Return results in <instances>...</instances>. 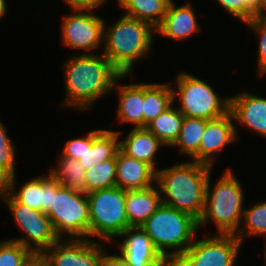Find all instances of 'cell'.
I'll return each instance as SVG.
<instances>
[{
	"label": "cell",
	"mask_w": 266,
	"mask_h": 266,
	"mask_svg": "<svg viewBox=\"0 0 266 266\" xmlns=\"http://www.w3.org/2000/svg\"><path fill=\"white\" fill-rule=\"evenodd\" d=\"M66 98L64 107L85 111L92 109L94 102L115 89L121 74L103 55L80 54L70 57L64 65Z\"/></svg>",
	"instance_id": "cell-1"
},
{
	"label": "cell",
	"mask_w": 266,
	"mask_h": 266,
	"mask_svg": "<svg viewBox=\"0 0 266 266\" xmlns=\"http://www.w3.org/2000/svg\"><path fill=\"white\" fill-rule=\"evenodd\" d=\"M212 166L200 162H181L156 171L161 203L188 213L197 221L205 208L206 184Z\"/></svg>",
	"instance_id": "cell-2"
},
{
	"label": "cell",
	"mask_w": 266,
	"mask_h": 266,
	"mask_svg": "<svg viewBox=\"0 0 266 266\" xmlns=\"http://www.w3.org/2000/svg\"><path fill=\"white\" fill-rule=\"evenodd\" d=\"M153 31L150 24L123 14L111 27L104 24L102 54L121 74L130 75L134 62L151 52Z\"/></svg>",
	"instance_id": "cell-3"
},
{
	"label": "cell",
	"mask_w": 266,
	"mask_h": 266,
	"mask_svg": "<svg viewBox=\"0 0 266 266\" xmlns=\"http://www.w3.org/2000/svg\"><path fill=\"white\" fill-rule=\"evenodd\" d=\"M141 228L169 263H174L188 249L199 231L195 218L163 203Z\"/></svg>",
	"instance_id": "cell-4"
},
{
	"label": "cell",
	"mask_w": 266,
	"mask_h": 266,
	"mask_svg": "<svg viewBox=\"0 0 266 266\" xmlns=\"http://www.w3.org/2000/svg\"><path fill=\"white\" fill-rule=\"evenodd\" d=\"M210 175L206 184L205 208L198 220V229L210 220L216 225L218 234H236L243 218V187L227 168L210 190Z\"/></svg>",
	"instance_id": "cell-5"
},
{
	"label": "cell",
	"mask_w": 266,
	"mask_h": 266,
	"mask_svg": "<svg viewBox=\"0 0 266 266\" xmlns=\"http://www.w3.org/2000/svg\"><path fill=\"white\" fill-rule=\"evenodd\" d=\"M89 236L111 242L131 227L125 211L126 190L114 186L87 193Z\"/></svg>",
	"instance_id": "cell-6"
},
{
	"label": "cell",
	"mask_w": 266,
	"mask_h": 266,
	"mask_svg": "<svg viewBox=\"0 0 266 266\" xmlns=\"http://www.w3.org/2000/svg\"><path fill=\"white\" fill-rule=\"evenodd\" d=\"M45 214L59 239H63V236H67L68 239L89 238L87 193L60 185L56 192H52L50 208Z\"/></svg>",
	"instance_id": "cell-7"
},
{
	"label": "cell",
	"mask_w": 266,
	"mask_h": 266,
	"mask_svg": "<svg viewBox=\"0 0 266 266\" xmlns=\"http://www.w3.org/2000/svg\"><path fill=\"white\" fill-rule=\"evenodd\" d=\"M176 82L177 90L172 88L173 100L179 97L177 108L184 116L213 120L229 112L230 98L219 97L204 80L181 72Z\"/></svg>",
	"instance_id": "cell-8"
},
{
	"label": "cell",
	"mask_w": 266,
	"mask_h": 266,
	"mask_svg": "<svg viewBox=\"0 0 266 266\" xmlns=\"http://www.w3.org/2000/svg\"><path fill=\"white\" fill-rule=\"evenodd\" d=\"M2 199L13 214L15 225L25 233L22 238L10 240L20 243L33 254H42L59 240L50 219L44 212L19 203L7 190Z\"/></svg>",
	"instance_id": "cell-9"
},
{
	"label": "cell",
	"mask_w": 266,
	"mask_h": 266,
	"mask_svg": "<svg viewBox=\"0 0 266 266\" xmlns=\"http://www.w3.org/2000/svg\"><path fill=\"white\" fill-rule=\"evenodd\" d=\"M241 241L235 234H215L196 240L174 262L176 266H236Z\"/></svg>",
	"instance_id": "cell-10"
},
{
	"label": "cell",
	"mask_w": 266,
	"mask_h": 266,
	"mask_svg": "<svg viewBox=\"0 0 266 266\" xmlns=\"http://www.w3.org/2000/svg\"><path fill=\"white\" fill-rule=\"evenodd\" d=\"M94 9L73 8V14L62 19V40L68 48L86 50L95 54V49L104 43V19L93 14ZM94 52H92V51Z\"/></svg>",
	"instance_id": "cell-11"
},
{
	"label": "cell",
	"mask_w": 266,
	"mask_h": 266,
	"mask_svg": "<svg viewBox=\"0 0 266 266\" xmlns=\"http://www.w3.org/2000/svg\"><path fill=\"white\" fill-rule=\"evenodd\" d=\"M104 245L90 239H59L42 255L51 266H100Z\"/></svg>",
	"instance_id": "cell-12"
},
{
	"label": "cell",
	"mask_w": 266,
	"mask_h": 266,
	"mask_svg": "<svg viewBox=\"0 0 266 266\" xmlns=\"http://www.w3.org/2000/svg\"><path fill=\"white\" fill-rule=\"evenodd\" d=\"M232 121L233 116L230 112L220 118L209 120L201 136L199 151L191 158L192 161L213 167L214 153L221 151L237 139V127Z\"/></svg>",
	"instance_id": "cell-13"
},
{
	"label": "cell",
	"mask_w": 266,
	"mask_h": 266,
	"mask_svg": "<svg viewBox=\"0 0 266 266\" xmlns=\"http://www.w3.org/2000/svg\"><path fill=\"white\" fill-rule=\"evenodd\" d=\"M119 237L120 254L131 266H167L169 262L155 248L150 237L141 228L129 227Z\"/></svg>",
	"instance_id": "cell-14"
},
{
	"label": "cell",
	"mask_w": 266,
	"mask_h": 266,
	"mask_svg": "<svg viewBox=\"0 0 266 266\" xmlns=\"http://www.w3.org/2000/svg\"><path fill=\"white\" fill-rule=\"evenodd\" d=\"M16 176L9 178L6 181V190L21 204L30 207L31 209L46 213L51 204L52 192H56L61 185L54 180L48 173L46 176L41 175L28 180L19 189L15 191Z\"/></svg>",
	"instance_id": "cell-15"
},
{
	"label": "cell",
	"mask_w": 266,
	"mask_h": 266,
	"mask_svg": "<svg viewBox=\"0 0 266 266\" xmlns=\"http://www.w3.org/2000/svg\"><path fill=\"white\" fill-rule=\"evenodd\" d=\"M229 98V112L233 120L266 137V98L246 91Z\"/></svg>",
	"instance_id": "cell-16"
},
{
	"label": "cell",
	"mask_w": 266,
	"mask_h": 266,
	"mask_svg": "<svg viewBox=\"0 0 266 266\" xmlns=\"http://www.w3.org/2000/svg\"><path fill=\"white\" fill-rule=\"evenodd\" d=\"M155 180L156 172L148 164L117 151L116 186L124 190L145 189L156 185Z\"/></svg>",
	"instance_id": "cell-17"
},
{
	"label": "cell",
	"mask_w": 266,
	"mask_h": 266,
	"mask_svg": "<svg viewBox=\"0 0 266 266\" xmlns=\"http://www.w3.org/2000/svg\"><path fill=\"white\" fill-rule=\"evenodd\" d=\"M160 34L173 40L190 38L199 31L196 14L190 3L176 6L171 0L162 23L155 29Z\"/></svg>",
	"instance_id": "cell-18"
},
{
	"label": "cell",
	"mask_w": 266,
	"mask_h": 266,
	"mask_svg": "<svg viewBox=\"0 0 266 266\" xmlns=\"http://www.w3.org/2000/svg\"><path fill=\"white\" fill-rule=\"evenodd\" d=\"M121 132L97 129L84 137V153L78 160L88 170L95 164L112 159L119 150Z\"/></svg>",
	"instance_id": "cell-19"
},
{
	"label": "cell",
	"mask_w": 266,
	"mask_h": 266,
	"mask_svg": "<svg viewBox=\"0 0 266 266\" xmlns=\"http://www.w3.org/2000/svg\"><path fill=\"white\" fill-rule=\"evenodd\" d=\"M164 144L146 127L134 128L119 141V149L127 156L148 164L155 172L156 153Z\"/></svg>",
	"instance_id": "cell-20"
},
{
	"label": "cell",
	"mask_w": 266,
	"mask_h": 266,
	"mask_svg": "<svg viewBox=\"0 0 266 266\" xmlns=\"http://www.w3.org/2000/svg\"><path fill=\"white\" fill-rule=\"evenodd\" d=\"M161 204V194L154 185L145 189L126 190L125 211L131 227L141 226Z\"/></svg>",
	"instance_id": "cell-21"
},
{
	"label": "cell",
	"mask_w": 266,
	"mask_h": 266,
	"mask_svg": "<svg viewBox=\"0 0 266 266\" xmlns=\"http://www.w3.org/2000/svg\"><path fill=\"white\" fill-rule=\"evenodd\" d=\"M116 89L119 92L117 121L132 123L134 128L143 127V83L122 84Z\"/></svg>",
	"instance_id": "cell-22"
},
{
	"label": "cell",
	"mask_w": 266,
	"mask_h": 266,
	"mask_svg": "<svg viewBox=\"0 0 266 266\" xmlns=\"http://www.w3.org/2000/svg\"><path fill=\"white\" fill-rule=\"evenodd\" d=\"M174 102L172 87L164 83H143V127Z\"/></svg>",
	"instance_id": "cell-23"
},
{
	"label": "cell",
	"mask_w": 266,
	"mask_h": 266,
	"mask_svg": "<svg viewBox=\"0 0 266 266\" xmlns=\"http://www.w3.org/2000/svg\"><path fill=\"white\" fill-rule=\"evenodd\" d=\"M171 0H121L126 16L139 19L156 29L163 21Z\"/></svg>",
	"instance_id": "cell-24"
},
{
	"label": "cell",
	"mask_w": 266,
	"mask_h": 266,
	"mask_svg": "<svg viewBox=\"0 0 266 266\" xmlns=\"http://www.w3.org/2000/svg\"><path fill=\"white\" fill-rule=\"evenodd\" d=\"M184 115L171 105L152 120L146 128L152 132L164 146L171 147L181 131Z\"/></svg>",
	"instance_id": "cell-25"
},
{
	"label": "cell",
	"mask_w": 266,
	"mask_h": 266,
	"mask_svg": "<svg viewBox=\"0 0 266 266\" xmlns=\"http://www.w3.org/2000/svg\"><path fill=\"white\" fill-rule=\"evenodd\" d=\"M58 167H50L49 175L61 185L85 192V168L76 159L58 158Z\"/></svg>",
	"instance_id": "cell-26"
},
{
	"label": "cell",
	"mask_w": 266,
	"mask_h": 266,
	"mask_svg": "<svg viewBox=\"0 0 266 266\" xmlns=\"http://www.w3.org/2000/svg\"><path fill=\"white\" fill-rule=\"evenodd\" d=\"M209 120L184 116L178 139L171 147H177L180 153L191 158L199 151L201 136Z\"/></svg>",
	"instance_id": "cell-27"
},
{
	"label": "cell",
	"mask_w": 266,
	"mask_h": 266,
	"mask_svg": "<svg viewBox=\"0 0 266 266\" xmlns=\"http://www.w3.org/2000/svg\"><path fill=\"white\" fill-rule=\"evenodd\" d=\"M116 186V155L85 171V193Z\"/></svg>",
	"instance_id": "cell-28"
},
{
	"label": "cell",
	"mask_w": 266,
	"mask_h": 266,
	"mask_svg": "<svg viewBox=\"0 0 266 266\" xmlns=\"http://www.w3.org/2000/svg\"><path fill=\"white\" fill-rule=\"evenodd\" d=\"M243 218L246 226L244 225L235 234L241 243L245 237L250 235H264L266 237V201L244 209Z\"/></svg>",
	"instance_id": "cell-29"
},
{
	"label": "cell",
	"mask_w": 266,
	"mask_h": 266,
	"mask_svg": "<svg viewBox=\"0 0 266 266\" xmlns=\"http://www.w3.org/2000/svg\"><path fill=\"white\" fill-rule=\"evenodd\" d=\"M15 148L5 126L0 122V176L6 181L16 176Z\"/></svg>",
	"instance_id": "cell-30"
},
{
	"label": "cell",
	"mask_w": 266,
	"mask_h": 266,
	"mask_svg": "<svg viewBox=\"0 0 266 266\" xmlns=\"http://www.w3.org/2000/svg\"><path fill=\"white\" fill-rule=\"evenodd\" d=\"M33 253L13 240L0 242V266H24Z\"/></svg>",
	"instance_id": "cell-31"
},
{
	"label": "cell",
	"mask_w": 266,
	"mask_h": 266,
	"mask_svg": "<svg viewBox=\"0 0 266 266\" xmlns=\"http://www.w3.org/2000/svg\"><path fill=\"white\" fill-rule=\"evenodd\" d=\"M224 10L243 21L252 20L258 13L262 0H215Z\"/></svg>",
	"instance_id": "cell-32"
},
{
	"label": "cell",
	"mask_w": 266,
	"mask_h": 266,
	"mask_svg": "<svg viewBox=\"0 0 266 266\" xmlns=\"http://www.w3.org/2000/svg\"><path fill=\"white\" fill-rule=\"evenodd\" d=\"M248 27L259 35L258 44V64L259 74L263 75L266 73V20L258 19L254 17L252 20L246 22Z\"/></svg>",
	"instance_id": "cell-33"
},
{
	"label": "cell",
	"mask_w": 266,
	"mask_h": 266,
	"mask_svg": "<svg viewBox=\"0 0 266 266\" xmlns=\"http://www.w3.org/2000/svg\"><path fill=\"white\" fill-rule=\"evenodd\" d=\"M84 153V137L67 140L59 157L79 160Z\"/></svg>",
	"instance_id": "cell-34"
},
{
	"label": "cell",
	"mask_w": 266,
	"mask_h": 266,
	"mask_svg": "<svg viewBox=\"0 0 266 266\" xmlns=\"http://www.w3.org/2000/svg\"><path fill=\"white\" fill-rule=\"evenodd\" d=\"M68 6L80 9H95L105 3L106 0H64Z\"/></svg>",
	"instance_id": "cell-35"
},
{
	"label": "cell",
	"mask_w": 266,
	"mask_h": 266,
	"mask_svg": "<svg viewBox=\"0 0 266 266\" xmlns=\"http://www.w3.org/2000/svg\"><path fill=\"white\" fill-rule=\"evenodd\" d=\"M100 266H131L125 261L121 255H109L105 252L102 253Z\"/></svg>",
	"instance_id": "cell-36"
},
{
	"label": "cell",
	"mask_w": 266,
	"mask_h": 266,
	"mask_svg": "<svg viewBox=\"0 0 266 266\" xmlns=\"http://www.w3.org/2000/svg\"><path fill=\"white\" fill-rule=\"evenodd\" d=\"M24 266H51L42 254H33Z\"/></svg>",
	"instance_id": "cell-37"
},
{
	"label": "cell",
	"mask_w": 266,
	"mask_h": 266,
	"mask_svg": "<svg viewBox=\"0 0 266 266\" xmlns=\"http://www.w3.org/2000/svg\"><path fill=\"white\" fill-rule=\"evenodd\" d=\"M255 17L258 19L266 20V0L261 1L259 13Z\"/></svg>",
	"instance_id": "cell-38"
},
{
	"label": "cell",
	"mask_w": 266,
	"mask_h": 266,
	"mask_svg": "<svg viewBox=\"0 0 266 266\" xmlns=\"http://www.w3.org/2000/svg\"><path fill=\"white\" fill-rule=\"evenodd\" d=\"M7 13V4L5 0H0V20Z\"/></svg>",
	"instance_id": "cell-39"
},
{
	"label": "cell",
	"mask_w": 266,
	"mask_h": 266,
	"mask_svg": "<svg viewBox=\"0 0 266 266\" xmlns=\"http://www.w3.org/2000/svg\"><path fill=\"white\" fill-rule=\"evenodd\" d=\"M6 190V180L0 176V194H4Z\"/></svg>",
	"instance_id": "cell-40"
},
{
	"label": "cell",
	"mask_w": 266,
	"mask_h": 266,
	"mask_svg": "<svg viewBox=\"0 0 266 266\" xmlns=\"http://www.w3.org/2000/svg\"><path fill=\"white\" fill-rule=\"evenodd\" d=\"M167 266H176L174 263H169Z\"/></svg>",
	"instance_id": "cell-41"
},
{
	"label": "cell",
	"mask_w": 266,
	"mask_h": 266,
	"mask_svg": "<svg viewBox=\"0 0 266 266\" xmlns=\"http://www.w3.org/2000/svg\"><path fill=\"white\" fill-rule=\"evenodd\" d=\"M265 247H266V246H265ZM265 249H266V248H265ZM264 253H265V255H264V256H265V258H264V259H265V264H266V250H265V252H264Z\"/></svg>",
	"instance_id": "cell-42"
}]
</instances>
